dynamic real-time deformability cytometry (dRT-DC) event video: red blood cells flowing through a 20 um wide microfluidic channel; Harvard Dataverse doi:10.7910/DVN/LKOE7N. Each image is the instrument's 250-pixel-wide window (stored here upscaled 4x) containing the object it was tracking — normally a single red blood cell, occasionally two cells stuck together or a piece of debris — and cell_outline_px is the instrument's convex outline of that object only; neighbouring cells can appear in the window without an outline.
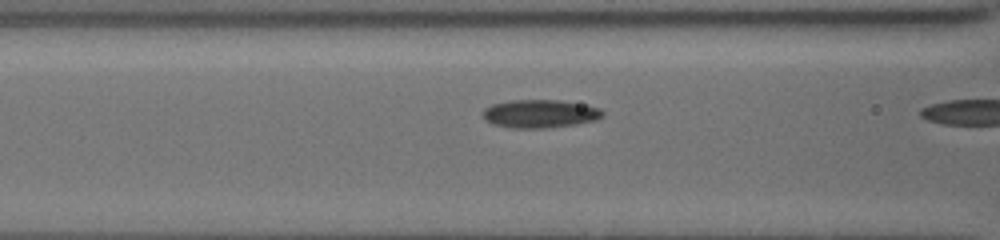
{"species": "common noctule bat (a hibernating species)", "species_latin": "Nyctalus noctula", "temperature_condition": "cold", "stored_images_in_passage": 17, "camera_frame_rate_fps": 3000, "um_per_image_px": 0.085, "animal": {"sex": "female", "body_mass_g": 19.5, "forearm_length_mm": 54.1}, "frame": {"image": 1, "passage_image": 16, "time_ms": 5.333, "image_size_px": [1000, 240], "cell_outline_px": [[604, 116], [596, 120], [576, 124], [540, 128], [512, 128], [496, 124], [484, 120], [484, 108], [492, 104], [512, 100], [560, 100], [600, 108], [604, 112]], "centroid_in_image_um": [45.91, 9.66], "position_along_channel_um": 120.7, "area_um2": 19.48}}